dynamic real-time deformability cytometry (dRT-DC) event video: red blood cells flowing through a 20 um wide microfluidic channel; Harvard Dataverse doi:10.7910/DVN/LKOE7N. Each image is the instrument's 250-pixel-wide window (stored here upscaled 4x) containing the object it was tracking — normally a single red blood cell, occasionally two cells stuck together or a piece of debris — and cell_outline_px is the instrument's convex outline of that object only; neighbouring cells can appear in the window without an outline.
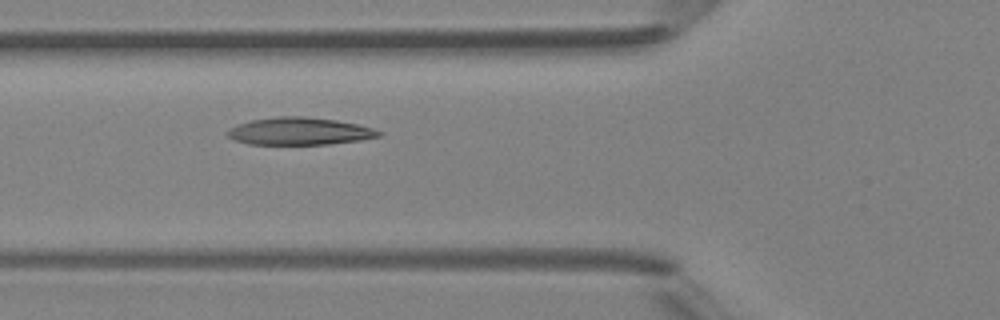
{"species": "Egyptian fruit bat (a non-hibernating species)", "species_latin": "Rousettus aegyptiacus", "temperature_condition": "room temperature", "stored_images_in_passage": 6, "camera_frame_rate_fps": 3000, "um_per_image_px": 0.085, "animal": {"sex": "female"}, "frame": {"image": 1, "passage_image": 4, "time_ms": 4.333, "image_size_px": [1000, 320], "cell_outline_px": [[384, 132], [380, 136], [360, 140], [328, 144], [248, 144], [236, 140], [228, 136], [224, 132], [228, 128], [236, 124], [252, 120], [276, 116], [304, 116], [336, 120], [356, 124], [372, 128]], "centroid_in_image_um": [25.42, 11.15], "position_along_channel_um": 100.4, "area_um2": 24.22}}
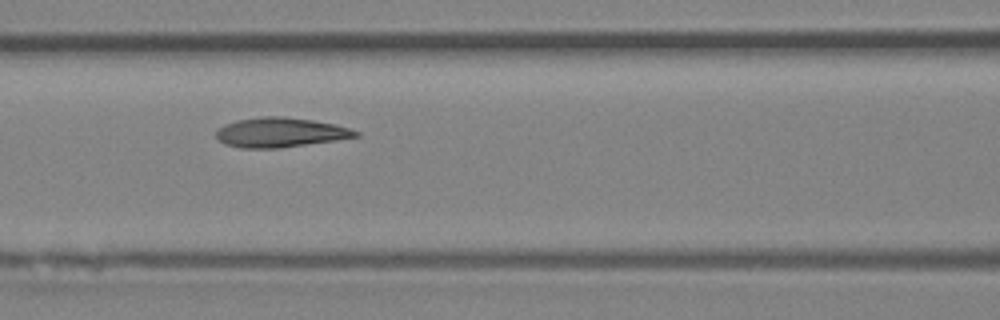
{"frame": {"image": 2, "passage_image": 5, "time_ms": 5.333, "image_size_px": [1000, 320], "cell_outline_px": [[360, 136], [336, 140], [280, 148], [240, 148], [224, 144], [216, 140], [216, 132], [224, 124], [236, 120], [260, 116], [284, 116], [312, 120], [336, 124], [360, 132]], "centroid_in_image_um": [23.8, 11.25], "position_along_channel_um": 142.8, "area_um2": 24.28}}
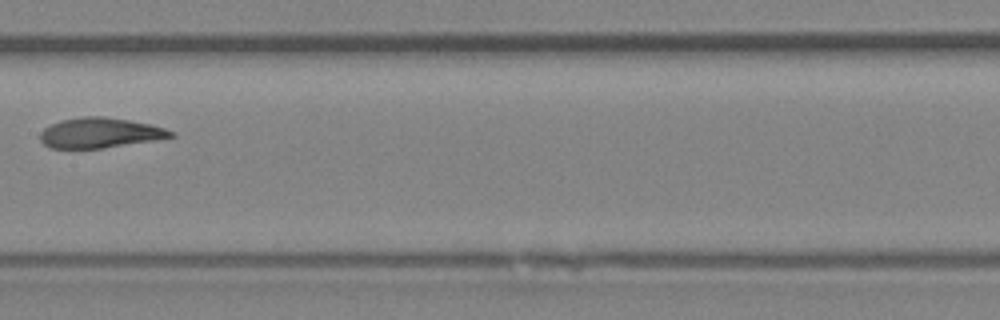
{"frame": {"image": 3, "passage_image": 6, "time_ms": 6.667, "image_size_px": [1000, 320], "cell_outline_px": [[176, 136], [152, 140], [100, 148], [52, 148], [44, 144], [40, 140], [40, 132], [44, 128], [60, 120], [84, 116], [104, 116], [152, 124], [176, 132]], "centroid_in_image_um": [8.49, 11.28], "position_along_channel_um": 198.9, "area_um2": 22.77}}